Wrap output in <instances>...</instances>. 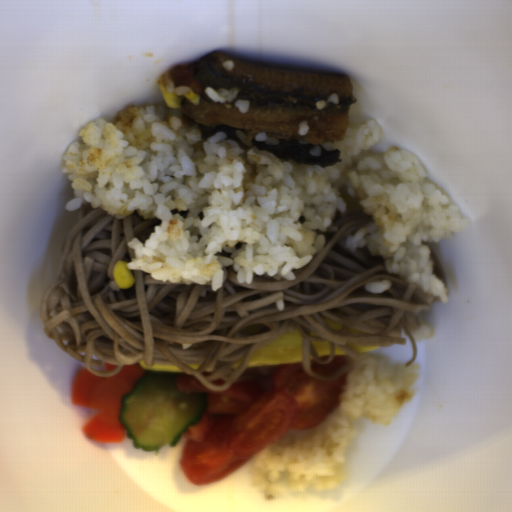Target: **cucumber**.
Returning a JSON list of instances; mask_svg holds the SVG:
<instances>
[{"instance_id": "8b760119", "label": "cucumber", "mask_w": 512, "mask_h": 512, "mask_svg": "<svg viewBox=\"0 0 512 512\" xmlns=\"http://www.w3.org/2000/svg\"><path fill=\"white\" fill-rule=\"evenodd\" d=\"M179 373L147 369L122 396L119 420L133 448L157 455L176 446L180 436L200 422L208 393L178 391Z\"/></svg>"}]
</instances>
